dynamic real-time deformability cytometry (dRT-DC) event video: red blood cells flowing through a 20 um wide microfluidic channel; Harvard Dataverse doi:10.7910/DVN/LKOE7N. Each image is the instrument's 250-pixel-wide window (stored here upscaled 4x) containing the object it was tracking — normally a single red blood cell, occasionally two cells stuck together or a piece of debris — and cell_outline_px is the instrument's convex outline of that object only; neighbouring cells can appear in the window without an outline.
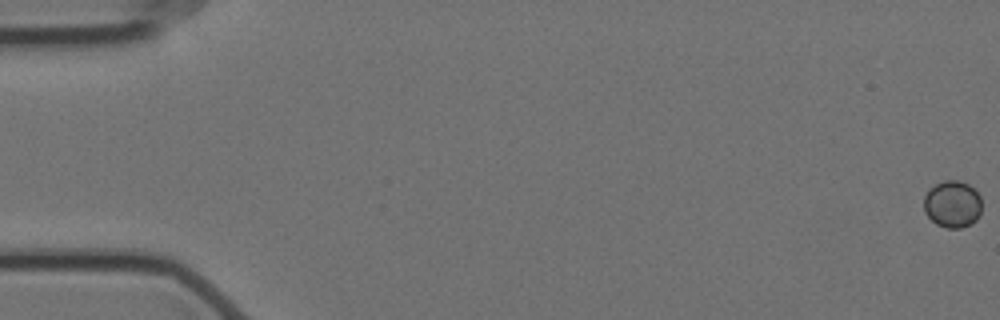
{"species": "Egyptian fruit bat (a non-hibernating species)", "species_latin": "Rousettus aegyptiacus", "temperature_condition": "cold", "stored_images_in_passage": 12, "camera_frame_rate_fps": 3000, "um_per_image_px": 0.085, "animal": {"sex": "female"}, "frame": {"image": 1, "passage_image": 1, "time_ms": 0.0, "image_size_px": [1000, 320], "cell_outline_px": [[980, 216], [972, 224], [960, 228], [948, 228], [936, 224], [924, 212], [924, 196], [936, 184], [944, 180], [956, 180], [968, 184], [980, 196]], "centroid_in_image_um": [80.96, 17.37], "position_along_channel_um": 4.0, "area_um2": 15.72}}